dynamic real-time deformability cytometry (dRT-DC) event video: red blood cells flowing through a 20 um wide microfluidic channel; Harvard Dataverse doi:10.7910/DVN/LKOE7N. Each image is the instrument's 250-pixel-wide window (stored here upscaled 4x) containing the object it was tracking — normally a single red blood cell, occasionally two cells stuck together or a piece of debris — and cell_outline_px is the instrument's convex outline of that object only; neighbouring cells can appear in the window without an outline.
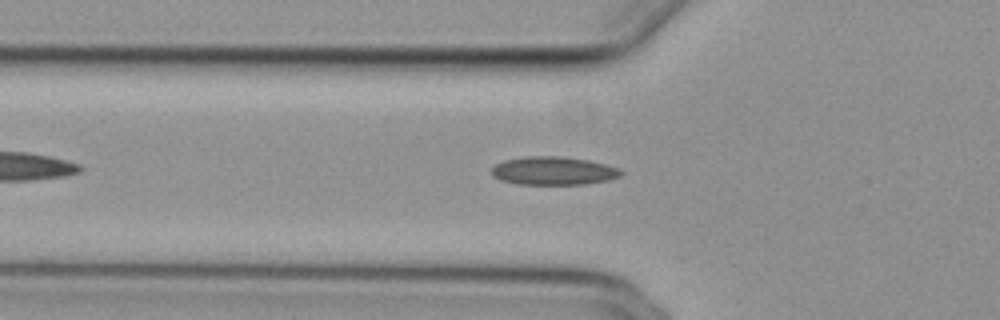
{"species": "common noctule bat (a hibernating species)", "species_latin": "Nyctalus noctula", "temperature_condition": "cold", "stored_images_in_passage": 45, "camera_frame_rate_fps": 3000, "um_per_image_px": 0.085, "animal": {"sex": "female", "body_mass_g": 29.2, "forearm_length_mm": 56.3}, "frame": {"image": 1, "passage_image": 9, "time_ms": 2.667, "image_size_px": [1000, 320], "cell_outline_px": [[624, 172], [620, 176], [608, 180], [588, 184], [520, 184], [500, 180], [492, 176], [492, 168], [496, 164], [504, 160], [528, 156], [560, 156], [588, 160], [620, 168]], "centroid_in_image_um": [47.06, 14.52], "position_along_channel_um": 78.7, "area_um2": 21.33}}
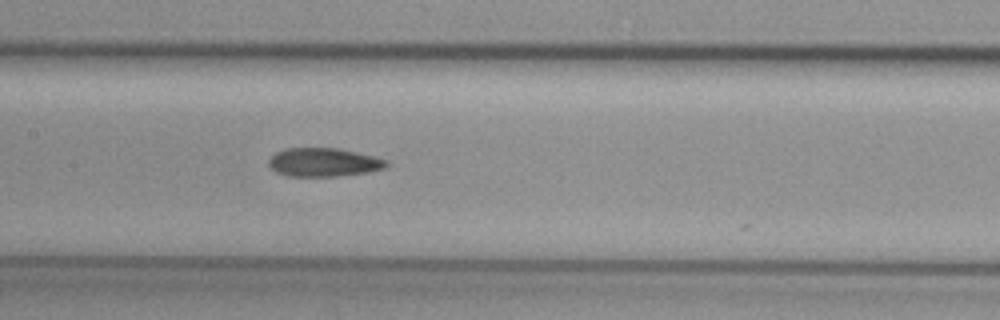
{"frame": {"image": 2, "passage_image": 17, "time_ms": 5.333, "image_size_px": [1000, 320], "cell_outline_px": [[388, 164], [384, 168], [368, 172], [336, 176], [288, 176], [276, 172], [268, 164], [268, 160], [276, 152], [288, 148], [340, 148], [388, 160]], "centroid_in_image_um": [27.5, 13.79], "position_along_channel_um": 179.9, "area_um2": 19.48}}
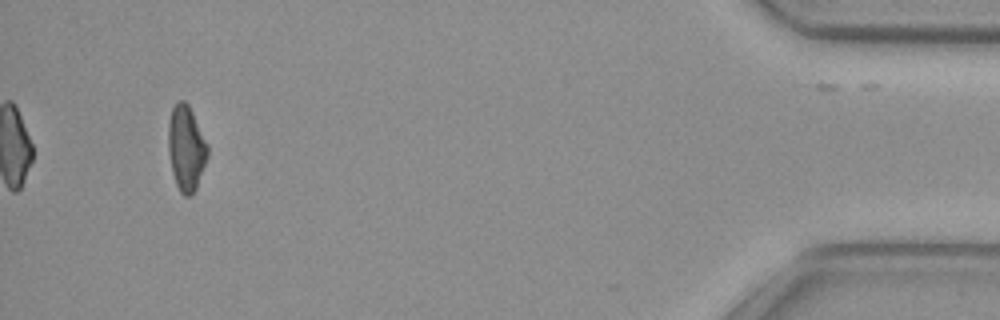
{"frame": {"image": 3, "passage_image": 42, "time_ms": 13.667, "image_size_px": [1000, 320], "cell_outline_px": [[208, 156], [196, 188], [188, 196], [184, 196], [180, 192], [176, 184], [172, 172], [168, 152], [168, 120], [172, 108], [180, 100], [184, 100], [188, 104], [208, 144]], "centroid_in_image_um": [15.81, 12.58], "position_along_channel_um": 419.4, "area_um2": 19.48}, "authors_computed_cell_mechanics": {"area_um2": 19.652, "velocity_mm_per_s": 3.7625, "shape_relaxation_time_tau1_ms": null, "shape_relaxation_time_tau2_ms": 4.1461, "deformation_change_tau1": null, "deformation_change_tau2": 0.1003}}